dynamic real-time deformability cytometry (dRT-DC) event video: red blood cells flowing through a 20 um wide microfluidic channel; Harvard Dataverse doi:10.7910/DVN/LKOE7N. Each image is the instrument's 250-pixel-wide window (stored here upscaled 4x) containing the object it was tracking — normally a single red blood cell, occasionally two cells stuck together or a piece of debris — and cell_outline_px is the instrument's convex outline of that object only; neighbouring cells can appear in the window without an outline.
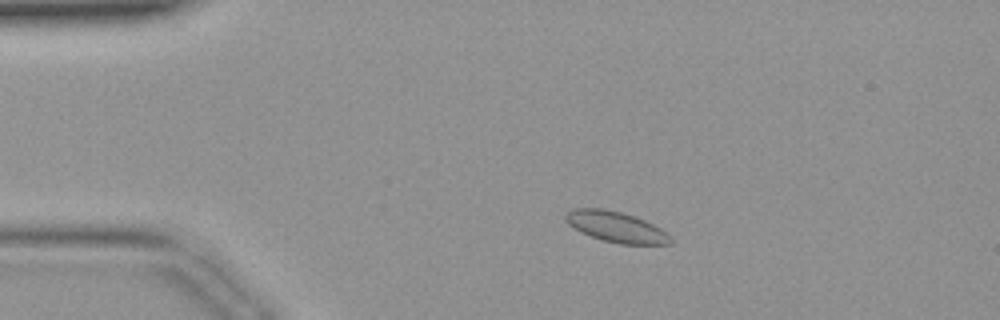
{"species": "common noctule bat (a hibernating species)", "species_latin": "Nyctalus noctula", "temperature_condition": "warm", "stored_images_in_passage": 41, "camera_frame_rate_fps": 3000, "um_per_image_px": 0.085, "animal": {"sex": "female", "body_mass_g": 19.9}, "frame": {"image": 1, "passage_image": 7, "time_ms": 2.0, "image_size_px": [1000, 320], "cell_outline_px": [[672, 244], [620, 244], [604, 240], [580, 232], [568, 224], [564, 220], [564, 216], [572, 208], [604, 208], [620, 212], [644, 220], [660, 228], [672, 240]], "centroid_in_image_um": [52.31, 19.28], "position_along_channel_um": 32.7, "area_um2": 18.5}}
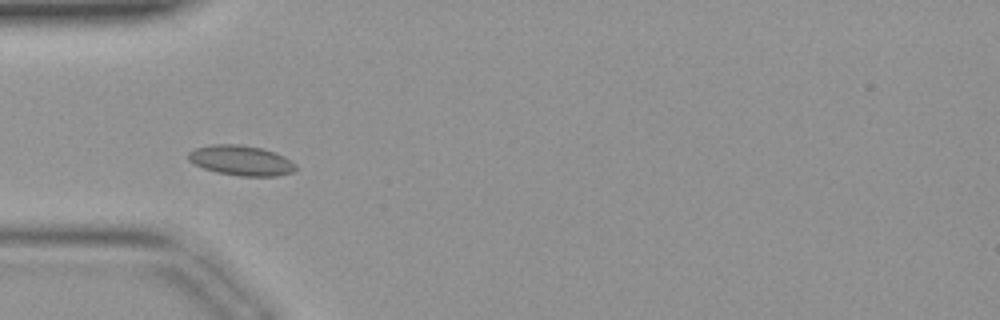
{"frame": {"image": 2, "passage_image": 12, "time_ms": 3.667, "image_size_px": [1000, 320], "cell_outline_px": [[296, 168], [292, 172], [276, 176], [240, 176], [216, 172], [192, 164], [188, 160], [188, 152], [196, 148], [212, 144], [240, 144], [264, 148], [276, 152], [284, 156], [296, 164]], "centroid_in_image_um": [20.49, 13.63], "position_along_channel_um": 64.5, "area_um2": 19.02}}
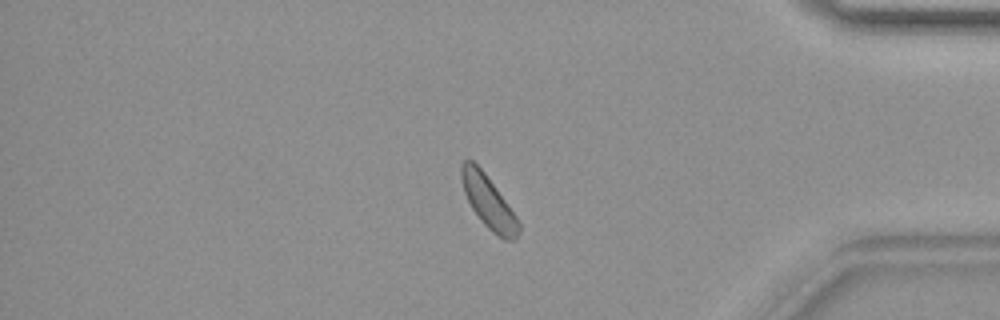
{"frame": {"image": 3, "passage_image": 35, "time_ms": 11.333, "image_size_px": [1000, 320], "cell_outline_px": [[520, 232], [512, 240], [504, 240], [496, 236], [480, 220], [472, 208], [464, 192], [460, 180], [460, 164], [468, 156], [484, 172], [516, 216], [520, 224]], "centroid_in_image_um": [41.48, 17.15], "position_along_channel_um": 393.7, "area_um2": 17.51}}